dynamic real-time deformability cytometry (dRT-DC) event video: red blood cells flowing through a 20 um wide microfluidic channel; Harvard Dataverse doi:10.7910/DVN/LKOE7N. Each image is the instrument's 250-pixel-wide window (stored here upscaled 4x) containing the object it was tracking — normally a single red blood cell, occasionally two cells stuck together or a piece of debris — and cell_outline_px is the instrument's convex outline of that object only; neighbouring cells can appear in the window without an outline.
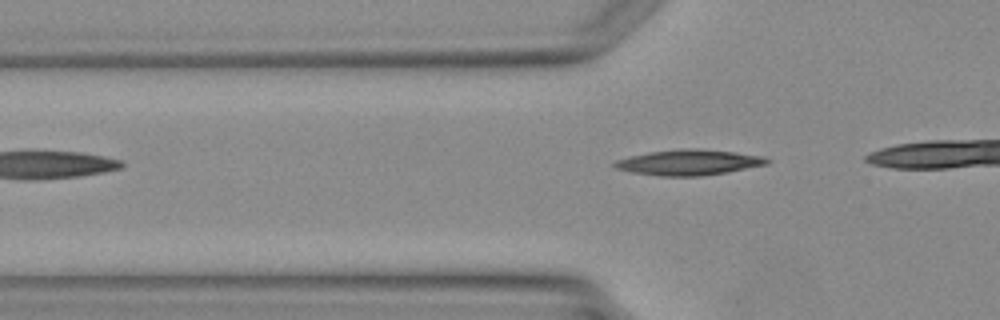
{"species": "Egyptian fruit bat (a non-hibernating species)", "species_latin": "Rousettus aegyptiacus", "temperature_condition": "warm", "stored_images_in_passage": 3, "camera_frame_rate_fps": 3000, "um_per_image_px": 0.085, "animal": {"sex": "female"}, "frame": {"image": 1, "passage_image": 3, "time_ms": 2.333, "image_size_px": [1000, 320], "cell_outline_px": [[772, 160], [768, 164], [728, 172], [700, 176], [660, 176], [632, 172], [616, 168], [612, 164], [616, 160], [648, 152], [680, 148], [704, 148], [736, 152], [764, 156]], "centroid_in_image_um": [58.61, 13.79], "position_along_channel_um": 67.2, "area_um2": 22.89}}